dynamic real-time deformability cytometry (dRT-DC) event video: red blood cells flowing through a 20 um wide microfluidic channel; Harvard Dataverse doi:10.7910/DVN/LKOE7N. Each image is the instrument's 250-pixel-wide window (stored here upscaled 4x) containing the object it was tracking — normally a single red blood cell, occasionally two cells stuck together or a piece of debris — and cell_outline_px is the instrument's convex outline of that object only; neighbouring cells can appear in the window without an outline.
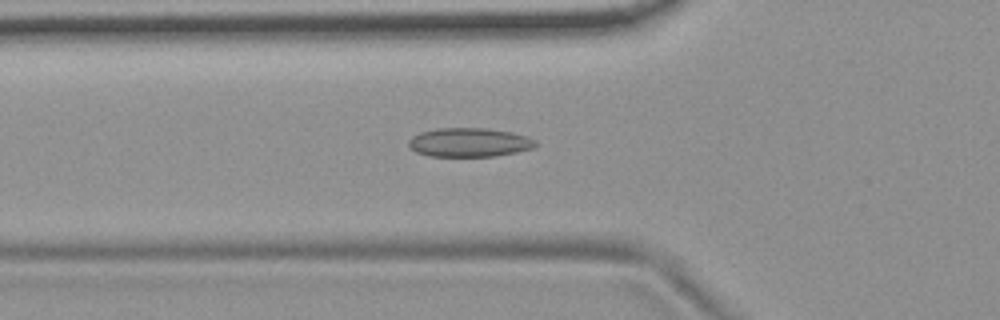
{"species": "common noctule bat (a hibernating species)", "species_latin": "Nyctalus noctula", "temperature_condition": "room temperature", "stored_images_in_passage": 37, "camera_frame_rate_fps": 3000, "um_per_image_px": 0.085, "animal": {"sex": "female", "body_mass_g": 19.9}, "frame": {"image": 1, "passage_image": 2, "time_ms": 0.333, "image_size_px": [1000, 320], "cell_outline_px": [[536, 144], [532, 148], [516, 152], [496, 156], [428, 156], [416, 152], [408, 144], [408, 140], [412, 136], [420, 132], [436, 128], [484, 128], [512, 132], [528, 136], [536, 140]], "centroid_in_image_um": [39.88, 12.1], "position_along_channel_um": 85.9, "area_um2": 21.44}}
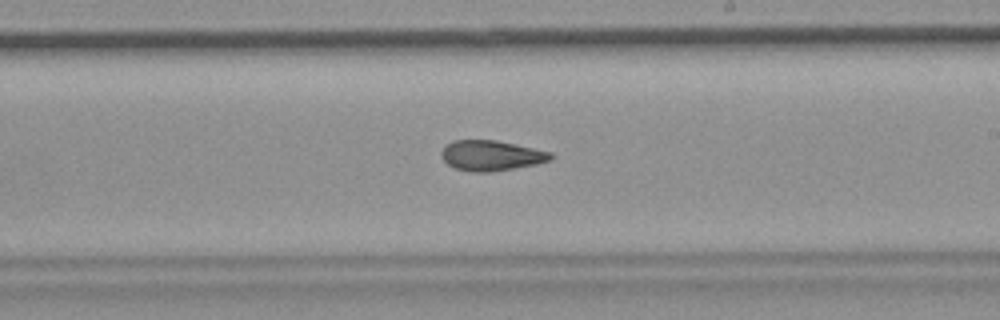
{"frame": {"image": 2, "passage_image": 15, "time_ms": 4.667, "image_size_px": [1000, 320], "cell_outline_px": [[552, 160], [536, 164], [488, 172], [472, 172], [456, 168], [448, 164], [440, 156], [440, 152], [452, 140], [496, 140], [552, 152]], "centroid_in_image_um": [41.75, 13.21], "position_along_channel_um": 247.3, "area_um2": 19.13}}
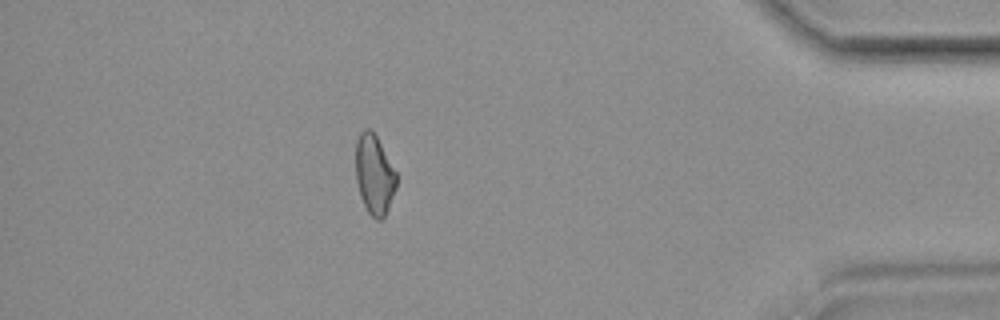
{"frame": {"image": 3, "passage_image": 31, "time_ms": 10.0, "image_size_px": [1000, 320], "cell_outline_px": [[396, 188], [388, 208], [384, 216], [380, 220], [376, 220], [368, 212], [360, 196], [356, 180], [356, 140], [360, 132], [364, 128], [372, 128], [396, 172]], "centroid_in_image_um": [31.8, 14.81], "position_along_channel_um": 403.4, "area_um2": 18.84}}